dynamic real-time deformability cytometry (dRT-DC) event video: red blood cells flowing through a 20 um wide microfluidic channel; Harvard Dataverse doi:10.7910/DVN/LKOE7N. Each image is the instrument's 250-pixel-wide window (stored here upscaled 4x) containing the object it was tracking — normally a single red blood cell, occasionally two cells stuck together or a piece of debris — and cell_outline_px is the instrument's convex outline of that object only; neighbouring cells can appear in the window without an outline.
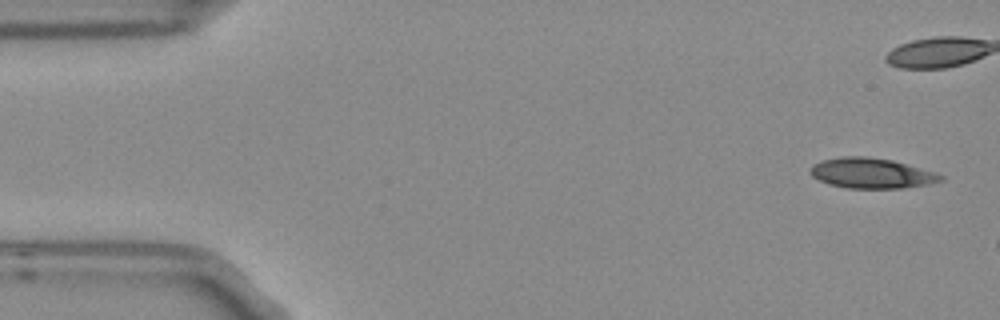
{"species": "Egyptian fruit bat (a non-hibernating species)", "species_latin": "Rousettus aegyptiacus", "temperature_condition": "room temperature", "stored_images_in_passage": 4, "camera_frame_rate_fps": 3000, "um_per_image_px": 0.085, "frame": {"image": 1, "passage_image": 1, "time_ms": 0.0, "image_size_px": [1000, 320], "cell_outline_px": [[944, 180], [924, 184], [900, 188], [848, 188], [828, 184], [812, 176], [812, 164], [824, 160], [844, 156], [868, 156], [892, 160], [936, 172], [944, 176]], "centroid_in_image_um": [74.09, 14.71], "position_along_channel_um": 10.9, "area_um2": 22.72}}